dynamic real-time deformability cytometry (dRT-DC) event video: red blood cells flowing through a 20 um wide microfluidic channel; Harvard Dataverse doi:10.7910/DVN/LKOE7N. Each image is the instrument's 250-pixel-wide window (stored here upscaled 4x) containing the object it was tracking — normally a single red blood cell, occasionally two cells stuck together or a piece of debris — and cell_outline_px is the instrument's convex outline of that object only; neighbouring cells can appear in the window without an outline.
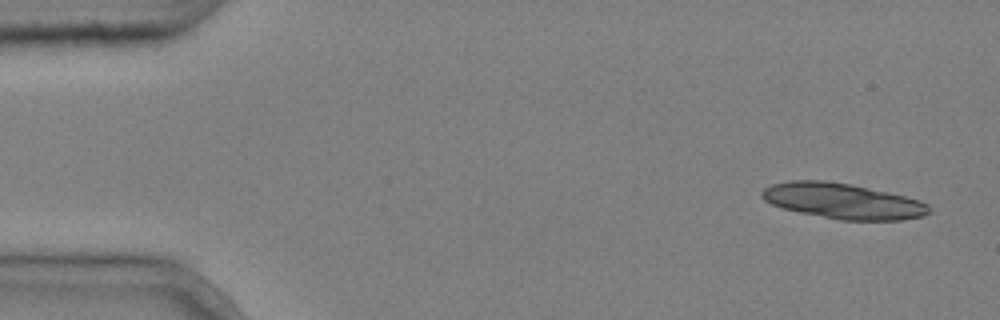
{"species": "common noctule bat (a hibernating species)", "species_latin": "Nyctalus noctula", "temperature_condition": "cold", "stored_images_in_passage": 7, "segment_of_instrument_passage": [1, 2], "camera_frame_rate_fps": 3000, "um_per_image_px": 0.085, "animal": {"sex": "male", "body_mass_g": 20.4}, "frame": {"image": 1, "passage_image": 1, "time_ms": 0.0, "image_size_px": [1000, 320], "cell_outline_px": [[932, 212], [924, 216], [900, 220], [840, 220], [800, 212], [784, 208], [772, 204], [764, 200], [760, 196], [760, 192], [764, 188], [772, 184], [788, 180], [824, 180], [848, 184], [888, 192], [920, 200], [928, 204], [932, 208]], "centroid_in_image_um": [71.65, 17.09], "position_along_channel_um": 13.3, "area_um2": 34.56}}